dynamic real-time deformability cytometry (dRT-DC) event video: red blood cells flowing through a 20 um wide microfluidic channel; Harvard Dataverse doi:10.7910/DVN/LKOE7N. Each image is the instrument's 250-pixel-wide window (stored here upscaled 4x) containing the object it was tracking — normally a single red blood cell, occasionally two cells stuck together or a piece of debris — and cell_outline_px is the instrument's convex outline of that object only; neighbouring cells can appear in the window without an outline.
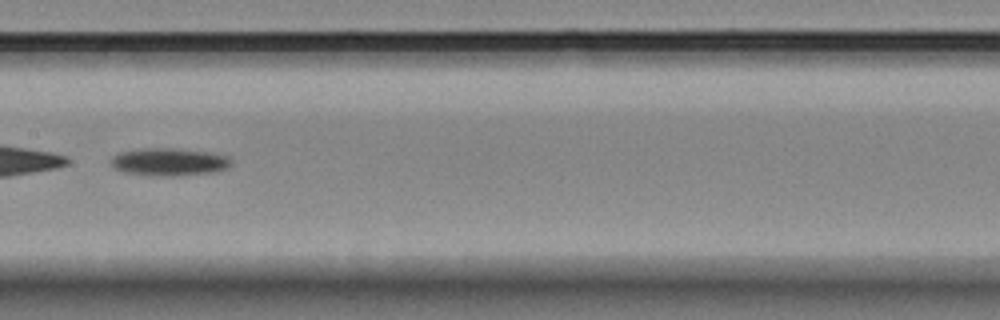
{"species": "Egyptian fruit bat (a non-hibernating species)", "species_latin": "Rousettus aegyptiacus", "temperature_condition": "room temperature", "stored_images_in_passage": 51, "segment_of_instrument_passage": [2, 2], "camera_frame_rate_fps": 3000, "um_per_image_px": 0.085, "animal": {"sex": "female"}, "frame": {"image": 1, "passage_image": 25, "time_ms": 8.0, "image_size_px": [1000, 320], "cell_outline_px": [[232, 164], [228, 168], [216, 172], [172, 176], [148, 176], [120, 172], [112, 168], [112, 156], [120, 152], [140, 148], [180, 148], [216, 152], [228, 156], [232, 160]], "centroid_in_image_um": [14.4, 13.76], "position_along_channel_um": 193.0, "area_um2": 20.11}}
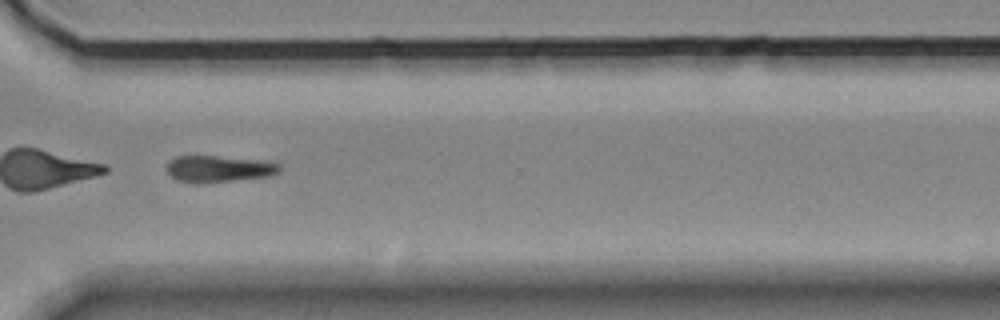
{"frame": {"image": 2, "passage_image": 38, "time_ms": 12.333, "image_size_px": [1000, 320], "cell_outline_px": [[280, 172], [272, 176], [236, 180], [176, 180], [168, 172], [168, 160], [176, 156], [212, 156], [252, 160], [280, 164]], "centroid_in_image_um": [18.63, 14.32], "position_along_channel_um": 352.0, "area_um2": 16.42}}